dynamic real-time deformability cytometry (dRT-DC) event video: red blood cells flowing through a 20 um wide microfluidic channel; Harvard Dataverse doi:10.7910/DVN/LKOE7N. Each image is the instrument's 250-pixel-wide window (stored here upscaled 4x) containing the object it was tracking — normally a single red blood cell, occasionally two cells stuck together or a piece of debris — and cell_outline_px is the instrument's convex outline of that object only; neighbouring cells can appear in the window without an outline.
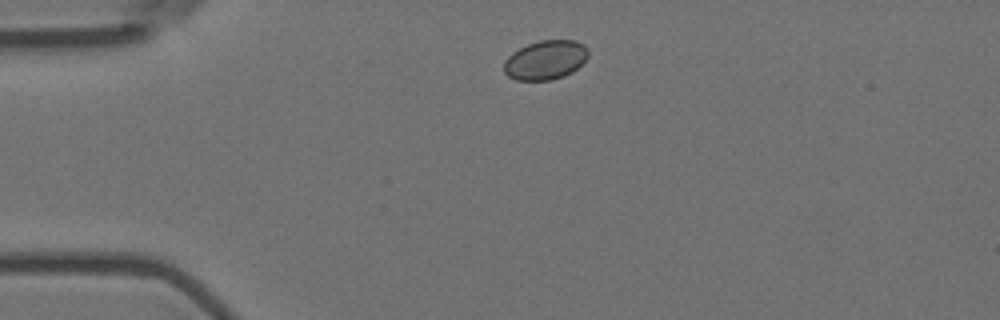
{"species": "Egyptian fruit bat (a non-hibernating species)", "species_latin": "Rousettus aegyptiacus", "temperature_condition": "room temperature", "stored_images_in_passage": 2, "camera_frame_rate_fps": 3000, "um_per_image_px": 0.085, "animal": {"sex": "female"}, "frame": {"image": 1, "passage_image": 1, "time_ms": 0.0, "image_size_px": [1000, 320], "cell_outline_px": [[588, 56], [572, 72], [564, 76], [552, 80], [516, 80], [508, 76], [504, 72], [504, 60], [512, 52], [528, 44], [540, 40], [576, 40], [584, 44], [588, 48]], "centroid_in_image_um": [46.36, 5.09], "position_along_channel_um": 38.6, "area_um2": 19.31}}